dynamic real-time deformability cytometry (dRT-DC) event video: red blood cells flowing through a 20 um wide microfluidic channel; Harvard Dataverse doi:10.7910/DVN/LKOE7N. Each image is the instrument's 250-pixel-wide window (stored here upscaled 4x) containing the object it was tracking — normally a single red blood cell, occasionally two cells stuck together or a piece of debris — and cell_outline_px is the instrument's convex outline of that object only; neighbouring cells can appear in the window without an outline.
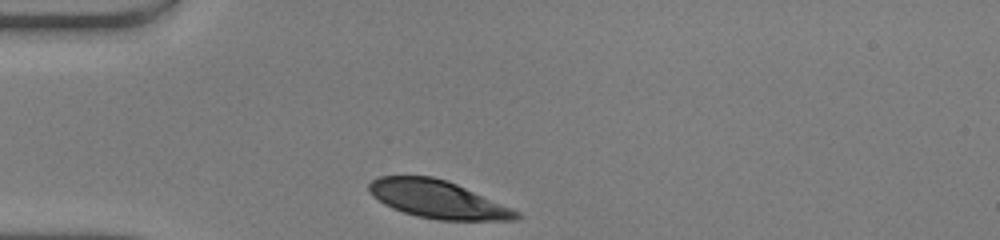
{"species": "human", "species_latin": "Homo sapiens", "temperature_condition": "warm", "stored_images_in_passage": 28, "camera_frame_rate_fps": 3000, "um_per_image_px": 0.085, "donor": {"sex": "male"}, "frame": {"image": 1, "passage_image": 1, "time_ms": 0.0, "image_size_px": [1000, 240], "cell_outline_px": [[520, 216], [516, 220], [436, 220], [416, 216], [392, 208], [384, 204], [372, 196], [368, 188], [368, 184], [372, 180], [380, 176], [432, 176], [448, 180], [512, 208], [520, 212]], "centroid_in_image_um": [37.19, 16.94], "position_along_channel_um": 47.8, "area_um2": 32.43}}
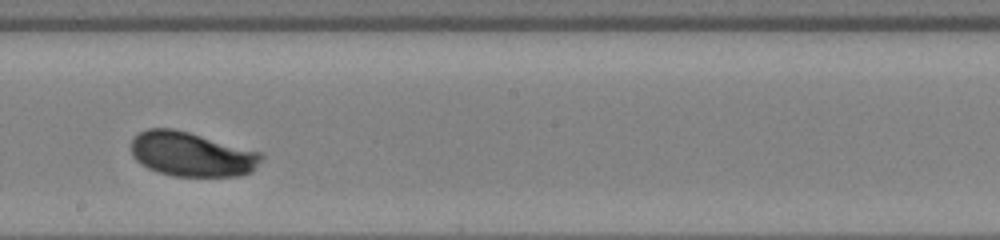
{"frame": {"image": 2, "passage_image": 16, "time_ms": 5.0, "image_size_px": [1000, 240], "cell_outline_px": [[264, 156], [252, 172], [240, 176], [172, 176], [148, 168], [140, 164], [132, 156], [132, 136], [148, 128], [172, 128], [188, 132], [264, 152]], "centroid_in_image_um": [16.31, 13.11], "position_along_channel_um": 231.9, "area_um2": 33.99}}
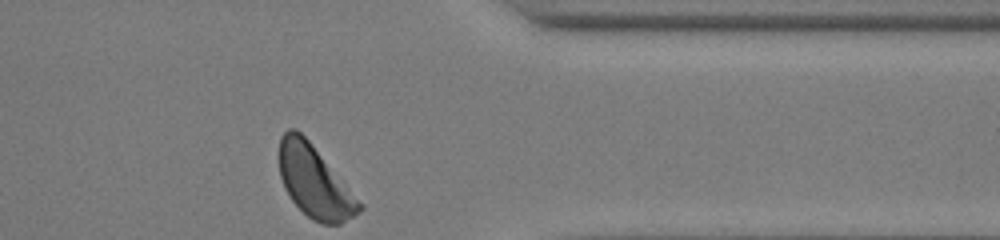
{"frame": {"image": 3, "passage_image": 28, "time_ms": 9.0, "image_size_px": [1000, 240], "cell_outline_px": [[364, 208], [360, 212], [340, 224], [320, 224], [312, 220], [292, 200], [284, 188], [280, 176], [280, 136], [288, 128], [296, 128], [308, 140], [364, 204]], "centroid_in_image_um": [26.76, 15.46], "position_along_channel_um": 384.6, "area_um2": 33.35}, "authors_computed_cell_mechanics": {"area_um2": 33.9575, "velocity_mm_per_s": 4.1029, "shape_relaxation_time_tau1_ms": 1.8427, "shape_relaxation_time_tau2_ms": null, "deformation_change_tau1": 0.126, "deformation_change_tau2": null}}